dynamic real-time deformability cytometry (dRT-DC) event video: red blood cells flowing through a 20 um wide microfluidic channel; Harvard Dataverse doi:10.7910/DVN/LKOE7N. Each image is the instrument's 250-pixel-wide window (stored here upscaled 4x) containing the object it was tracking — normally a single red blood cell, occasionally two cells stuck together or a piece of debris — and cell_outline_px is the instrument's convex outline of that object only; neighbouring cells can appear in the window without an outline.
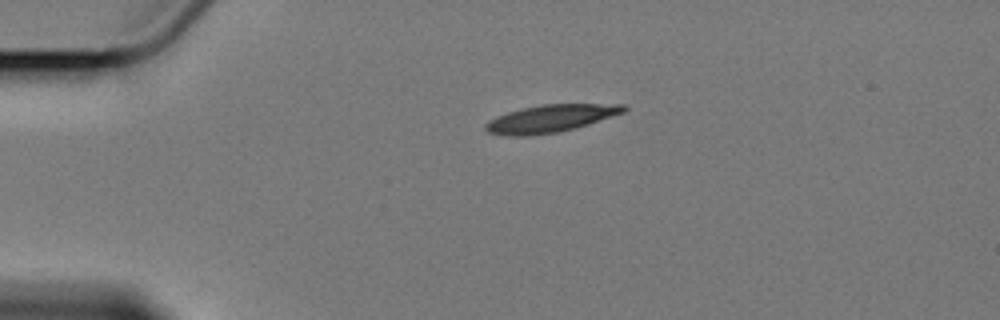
{"species": "Egyptian fruit bat (a non-hibernating species)", "species_latin": "Rousettus aegyptiacus", "temperature_condition": "cold", "stored_images_in_passage": 2, "camera_frame_rate_fps": 3000, "um_per_image_px": 0.085, "animal": {"sex": "female"}, "frame": {"image": 1, "passage_image": 1, "time_ms": 0.0, "image_size_px": [1000, 320], "cell_outline_px": [[628, 108], [624, 112], [588, 124], [560, 132], [528, 136], [508, 136], [488, 132], [484, 128], [484, 124], [488, 120], [496, 116], [508, 112], [540, 104], [628, 104]], "centroid_in_image_um": [46.78, 10.07], "position_along_channel_um": 38.2, "area_um2": 22.2}}